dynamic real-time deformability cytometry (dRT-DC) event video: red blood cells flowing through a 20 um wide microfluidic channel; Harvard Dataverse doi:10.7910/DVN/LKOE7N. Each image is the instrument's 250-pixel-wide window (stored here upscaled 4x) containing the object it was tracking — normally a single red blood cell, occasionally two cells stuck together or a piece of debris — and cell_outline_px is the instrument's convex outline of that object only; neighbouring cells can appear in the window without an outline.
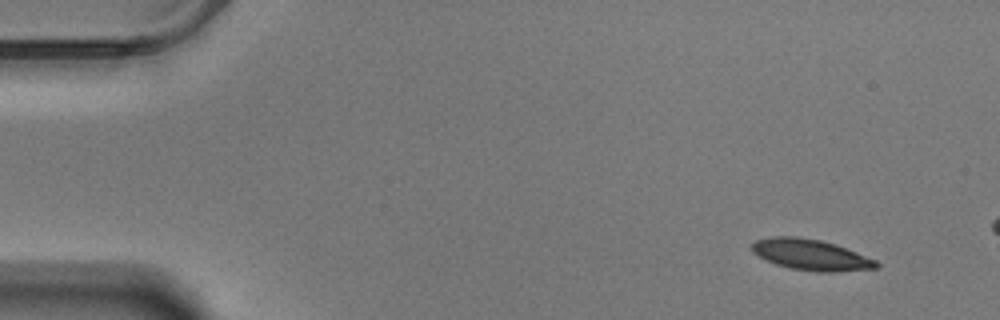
{"species": "Egyptian fruit bat (a non-hibernating species)", "species_latin": "Rousettus aegyptiacus", "temperature_condition": "warm", "stored_images_in_passage": 11, "camera_frame_rate_fps": 3000, "um_per_image_px": 0.085, "animal": {"sex": "male"}, "frame": {"image": 1, "passage_image": 1, "time_ms": 0.0, "image_size_px": [1000, 320], "cell_outline_px": [[880, 264], [876, 268], [832, 272], [820, 272], [792, 268], [776, 264], [764, 260], [752, 252], [752, 244], [756, 240], [768, 236], [796, 236], [820, 240], [836, 244], [876, 260]], "centroid_in_image_um": [68.89, 21.64], "position_along_channel_um": 16.1, "area_um2": 22.37}}